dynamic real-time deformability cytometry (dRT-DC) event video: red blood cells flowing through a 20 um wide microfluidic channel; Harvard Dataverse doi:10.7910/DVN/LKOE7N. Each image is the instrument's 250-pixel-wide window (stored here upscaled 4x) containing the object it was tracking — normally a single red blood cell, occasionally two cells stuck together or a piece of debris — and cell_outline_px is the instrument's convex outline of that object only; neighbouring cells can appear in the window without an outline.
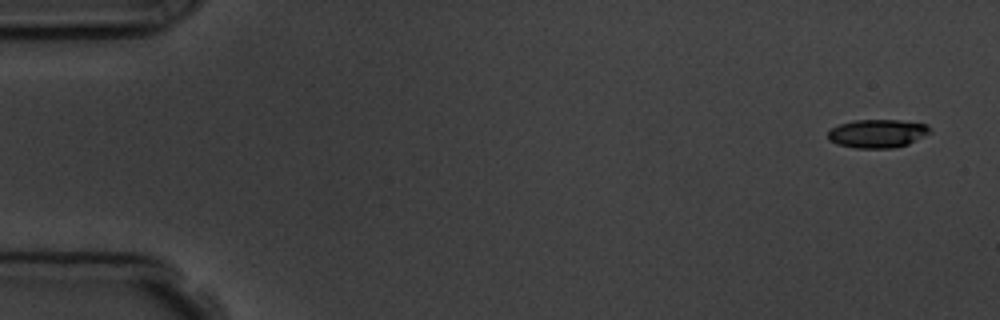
{"species": "common noctule bat (a hibernating species)", "species_latin": "Nyctalus noctula", "temperature_condition": "room temperature", "stored_images_in_passage": 5, "camera_frame_rate_fps": 3000, "um_per_image_px": 0.085, "animal": {"sex": "male", "body_mass_g": 19.5, "forearm_length_mm": 54.6}, "frame": {"image": 1, "passage_image": 1, "time_ms": 0.0, "image_size_px": [1000, 320], "cell_outline_px": [[932, 132], [908, 144], [892, 148], [856, 148], [836, 144], [828, 140], [828, 132], [832, 128], [840, 124], [856, 120], [900, 120], [928, 124]], "centroid_in_image_um": [74.6, 11.35], "position_along_channel_um": 10.4, "area_um2": 16.94}}
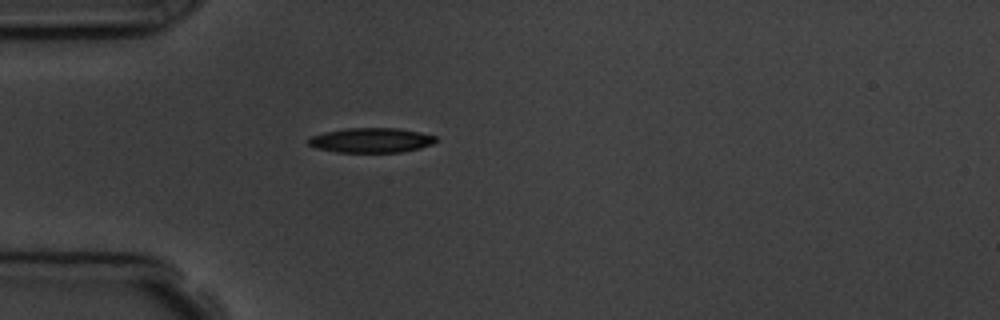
{"frame": {"image": 2, "passage_image": 5, "time_ms": 4.333, "image_size_px": [1000, 320], "cell_outline_px": [[436, 140], [432, 144], [420, 148], [400, 152], [336, 152], [316, 148], [308, 144], [308, 140], [312, 136], [324, 132], [344, 128], [400, 128], [420, 132], [436, 136]], "centroid_in_image_um": [31.55, 11.91], "position_along_channel_um": 53.5, "area_um2": 18.38}}